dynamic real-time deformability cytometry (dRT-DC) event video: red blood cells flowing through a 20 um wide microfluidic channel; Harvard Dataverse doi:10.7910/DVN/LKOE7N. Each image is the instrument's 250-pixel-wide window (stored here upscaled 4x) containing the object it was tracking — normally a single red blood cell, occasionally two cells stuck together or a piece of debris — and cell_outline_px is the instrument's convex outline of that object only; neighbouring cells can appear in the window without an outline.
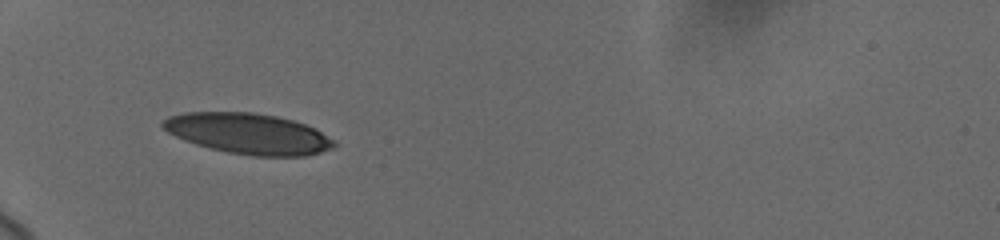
{"species": "human", "species_latin": "Homo sapiens", "temperature_condition": "cold", "stored_images_in_passage": 38, "camera_frame_rate_fps": 3000, "um_per_image_px": 0.085, "donor": {"sex": "female"}, "frame": {"image": 1, "passage_image": 1, "time_ms": 0.0, "image_size_px": [1000, 240], "cell_outline_px": [[336, 144], [332, 148], [320, 152], [304, 156], [252, 156], [228, 152], [196, 144], [184, 140], [168, 132], [160, 124], [168, 116], [184, 112], [252, 112], [276, 116], [292, 120], [304, 124], [336, 140]], "centroid_in_image_um": [21.09, 11.35], "position_along_channel_um": 63.9, "area_um2": 40.34}}
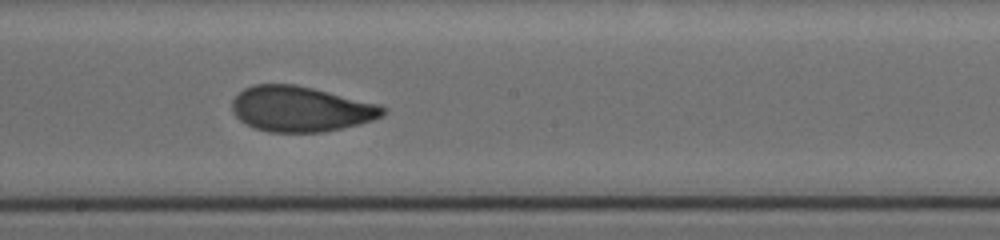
{"frame": {"image": 2, "passage_image": 16, "time_ms": 4.667, "image_size_px": [1000, 240], "cell_outline_px": [[388, 112], [384, 116], [360, 124], [324, 132], [268, 132], [256, 128], [240, 120], [232, 112], [232, 100], [244, 88], [256, 84], [296, 84], [380, 104], [388, 108]], "centroid_in_image_um": [25.61, 9.26], "position_along_channel_um": 222.6, "area_um2": 40.06}}
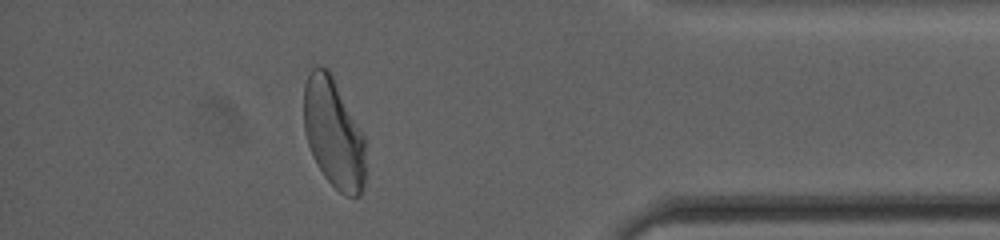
{"frame": {"image": 3, "passage_image": 34, "time_ms": 10.333, "image_size_px": [1000, 240], "cell_outline_px": [[364, 188], [360, 196], [344, 196], [324, 176], [312, 156], [304, 132], [304, 84], [312, 68], [316, 64], [320, 64], [328, 68], [364, 136]], "centroid_in_image_um": [28.33, 11.32], "position_along_channel_um": 406.9, "area_um2": 39.3}, "authors_computed_cell_mechanics": {"area_um2": 40.1999, "velocity_mm_per_s": 3.6893, "shape_relaxation_time_tau1_ms": 4.0042, "shape_relaxation_time_tau2_ms": 1.0341, "deformation_change_tau1": 0.1418, "deformation_change_tau2": 0.0555}}